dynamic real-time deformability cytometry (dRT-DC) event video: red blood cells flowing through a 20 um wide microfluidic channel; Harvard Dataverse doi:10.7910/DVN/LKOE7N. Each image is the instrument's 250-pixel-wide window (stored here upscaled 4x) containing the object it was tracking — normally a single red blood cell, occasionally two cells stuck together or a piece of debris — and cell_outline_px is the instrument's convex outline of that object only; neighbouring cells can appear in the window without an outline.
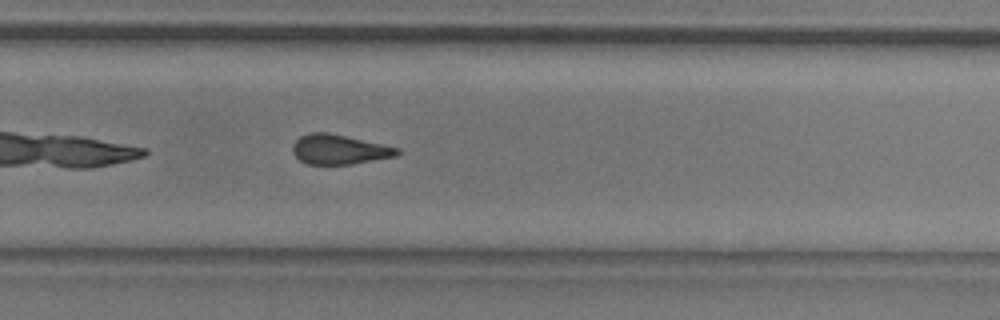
{"species": "common noctule bat (a hibernating species)", "species_latin": "Nyctalus noctula", "temperature_condition": "room temperature", "stored_images_in_passage": 34, "camera_frame_rate_fps": 3000, "um_per_image_px": 0.085, "animal": {"sex": "male", "body_mass_g": 20.5, "forearm_length_mm": 52.5}, "frame": {"image": 1, "passage_image": 20, "time_ms": 6.333, "image_size_px": [1000, 320], "cell_outline_px": [[400, 152], [396, 156], [352, 164], [308, 164], [300, 160], [292, 152], [292, 144], [300, 136], [312, 132], [328, 132], [400, 148]], "centroid_in_image_um": [28.82, 12.7], "position_along_channel_um": 301.0, "area_um2": 18.03}, "authors_computed_cell_mechanics": {"area_um2": 18.6116, "velocity_mm_per_s": 3.8793, "shape_relaxation_time_tau1_ms": 8.952, "shape_relaxation_time_tau2_ms": 2.9587, "deformation_change_tau1": 0.2155, "deformation_change_tau2": 0.113}}